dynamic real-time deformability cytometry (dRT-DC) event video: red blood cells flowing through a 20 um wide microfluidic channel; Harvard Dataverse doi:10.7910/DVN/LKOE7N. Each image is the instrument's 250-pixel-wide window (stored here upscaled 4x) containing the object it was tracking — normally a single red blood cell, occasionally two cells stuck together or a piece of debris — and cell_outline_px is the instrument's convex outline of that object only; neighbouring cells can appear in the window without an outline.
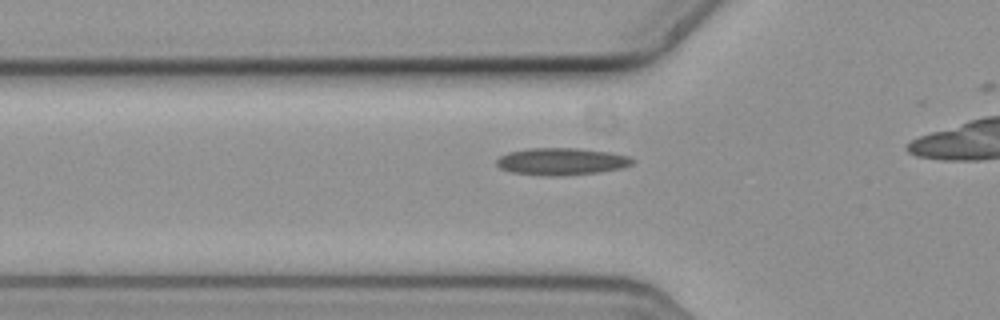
{"species": "common noctule bat (a hibernating species)", "species_latin": "Nyctalus noctula", "temperature_condition": "cold", "stored_images_in_passage": 17, "camera_frame_rate_fps": 3000, "um_per_image_px": 0.085, "animal": {"sex": "female", "body_mass_g": 19.3, "forearm_length_mm": 54.1}, "frame": {"image": 1, "passage_image": 11, "time_ms": 3.333, "image_size_px": [1000, 320], "cell_outline_px": [[636, 160], [632, 164], [624, 168], [600, 172], [564, 176], [544, 176], [512, 172], [500, 168], [496, 164], [496, 160], [500, 156], [508, 152], [528, 148], [580, 148], [608, 152], [628, 156]], "centroid_in_image_um": [47.74, 13.73], "position_along_channel_um": 78.1, "area_um2": 21.73}}
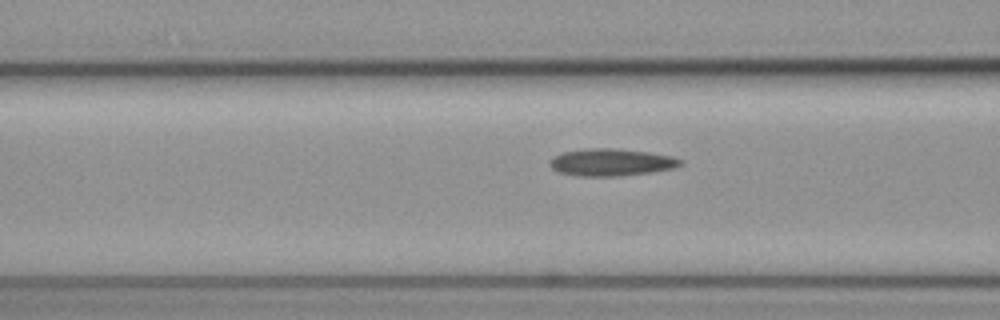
{"frame": {"image": 2, "passage_image": 14, "time_ms": 4.333, "image_size_px": [1000, 320], "cell_outline_px": [[684, 164], [672, 168], [652, 172], [616, 176], [580, 176], [560, 172], [552, 168], [548, 164], [548, 160], [552, 156], [564, 152], [588, 148], [612, 148], [648, 152], [672, 156], [684, 160]], "centroid_in_image_um": [51.95, 13.79], "position_along_channel_um": 114.6, "area_um2": 20.75}}